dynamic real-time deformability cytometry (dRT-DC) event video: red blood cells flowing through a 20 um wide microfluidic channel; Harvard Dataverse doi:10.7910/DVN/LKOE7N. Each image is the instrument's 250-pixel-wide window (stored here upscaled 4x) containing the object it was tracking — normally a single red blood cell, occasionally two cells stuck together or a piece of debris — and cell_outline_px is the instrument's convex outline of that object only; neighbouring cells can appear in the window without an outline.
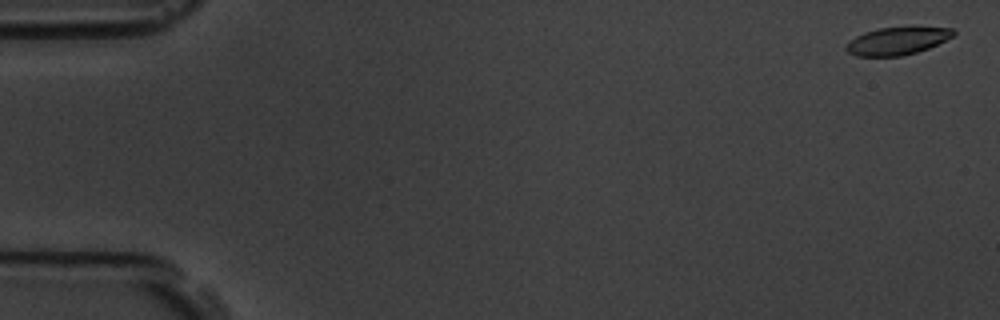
{"species": "common noctule bat (a hibernating species)", "species_latin": "Nyctalus noctula", "temperature_condition": "room temperature", "stored_images_in_passage": 59, "camera_frame_rate_fps": 3000, "um_per_image_px": 0.085, "animal": {"sex": "male", "body_mass_g": 19.5, "forearm_length_mm": 54.6}, "frame": {"image": 1, "passage_image": 2, "time_ms": 0.333, "image_size_px": [1000, 320], "cell_outline_px": [[956, 32], [952, 36], [928, 48], [916, 52], [900, 56], [856, 56], [848, 52], [844, 48], [856, 36], [864, 32], [880, 28], [952, 28]], "centroid_in_image_um": [76.22, 3.5], "position_along_channel_um": 8.8, "area_um2": 16.7}}
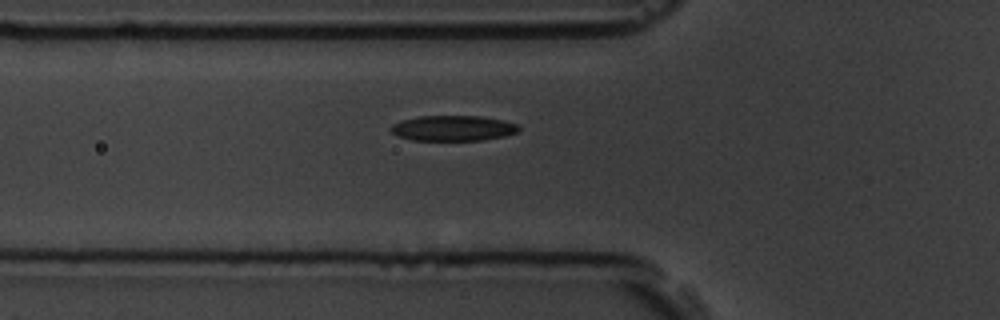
{"frame": {"image": 2, "passage_image": 21, "time_ms": 6.667, "image_size_px": [1000, 320], "cell_outline_px": [[520, 132], [504, 136], [480, 140], [412, 140], [400, 136], [392, 132], [388, 128], [392, 124], [400, 120], [420, 116], [480, 116], [504, 120], [516, 124], [520, 128]], "centroid_in_image_um": [38.51, 10.89], "position_along_channel_um": 87.3, "area_um2": 18.96}}
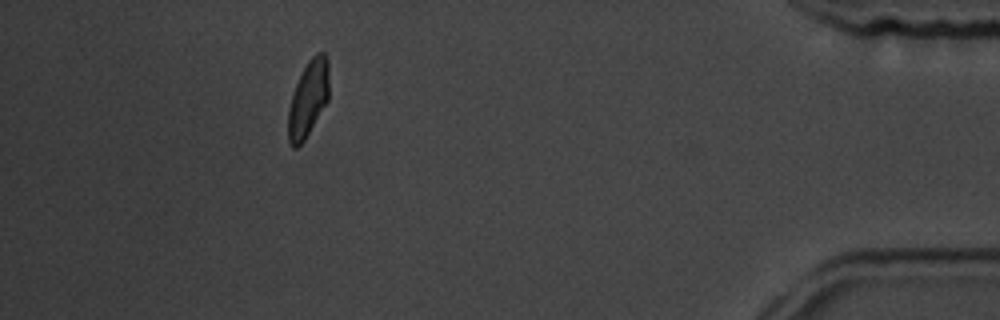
{"frame": {"image": 3, "passage_image": 53, "time_ms": 17.333, "image_size_px": [1000, 320], "cell_outline_px": [[328, 100], [304, 140], [296, 148], [292, 148], [288, 140], [288, 108], [296, 84], [308, 60], [316, 52], [324, 52], [328, 60]], "centroid_in_image_um": [26.19, 8.38], "position_along_channel_um": 409.0, "area_um2": 17.92}, "authors_computed_cell_mechanics": {"area_um2": 18.6694, "velocity_mm_per_s": 3.538, "shape_relaxation_time_tau1_ms": 2.8856, "shape_relaxation_time_tau2_ms": 1.416, "deformation_change_tau1": 0.1297, "deformation_change_tau2": 0.0724}}